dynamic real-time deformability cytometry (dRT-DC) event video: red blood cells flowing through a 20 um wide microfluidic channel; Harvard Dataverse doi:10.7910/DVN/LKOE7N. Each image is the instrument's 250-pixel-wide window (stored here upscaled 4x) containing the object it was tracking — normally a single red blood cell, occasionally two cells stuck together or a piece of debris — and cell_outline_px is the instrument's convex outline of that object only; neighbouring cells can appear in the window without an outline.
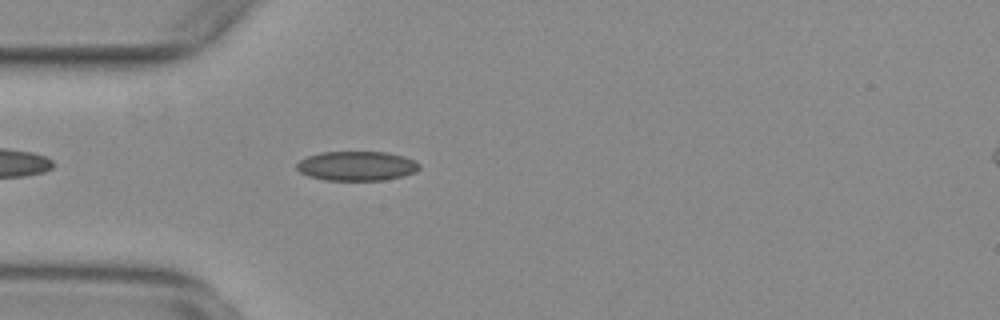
{"species": "common noctule bat (a hibernating species)", "species_latin": "Nyctalus noctula", "temperature_condition": "warm", "stored_images_in_passage": 40, "camera_frame_rate_fps": 3000, "um_per_image_px": 0.085, "animal": {"sex": "female", "body_mass_g": 29.2, "forearm_length_mm": 56.3}, "frame": {"image": 1, "passage_image": 1, "time_ms": 0.0, "image_size_px": [1000, 320], "cell_outline_px": [[420, 168], [416, 172], [404, 176], [384, 180], [324, 180], [308, 176], [300, 172], [296, 168], [296, 164], [300, 160], [308, 156], [320, 152], [384, 152], [404, 156], [416, 160], [420, 164]], "centroid_in_image_um": [30.34, 14.11], "position_along_channel_um": 54.7, "area_um2": 21.21}}
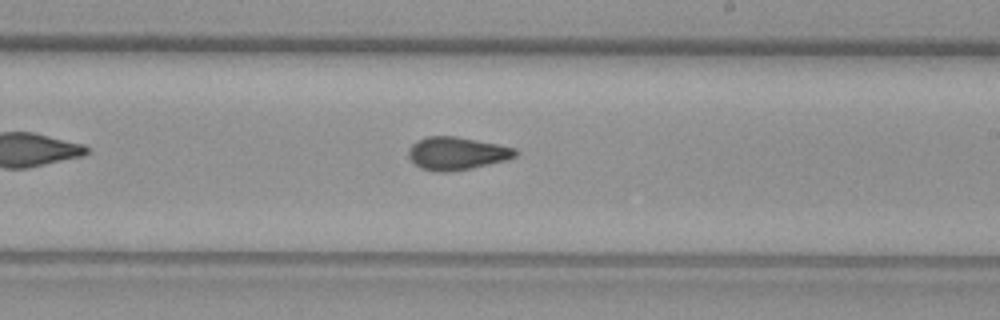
{"frame": {"image": 2, "passage_image": 17, "time_ms": 5.333, "image_size_px": [1000, 320], "cell_outline_px": [[520, 152], [516, 156], [508, 160], [472, 168], [444, 172], [436, 172], [420, 168], [408, 156], [408, 148], [416, 140], [424, 136], [456, 136], [516, 148]], "centroid_in_image_um": [38.83, 13.03], "position_along_channel_um": 250.2, "area_um2": 20.63}}
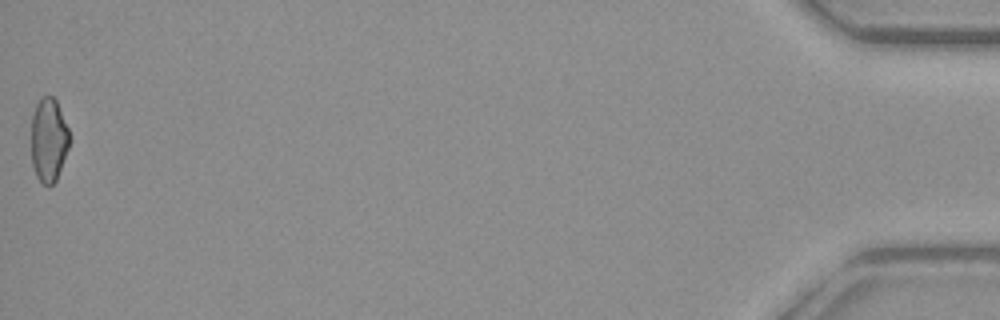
{"frame": {"image": 3, "passage_image": 40, "time_ms": 13.0, "image_size_px": [1000, 320], "cell_outline_px": [[68, 148], [56, 180], [48, 188], [36, 176], [32, 164], [32, 116], [36, 104], [40, 96], [52, 96], [56, 100], [68, 128]], "centroid_in_image_um": [4.12, 11.89], "position_along_channel_um": 431.1, "area_um2": 18.44}, "authors_computed_cell_mechanics": {"area_um2": 19.8254, "velocity_mm_per_s": 3.7549, "shape_relaxation_time_tau1_ms": null, "shape_relaxation_time_tau2_ms": 1.7059, "deformation_change_tau1": null, "deformation_change_tau2": 0.0749}}